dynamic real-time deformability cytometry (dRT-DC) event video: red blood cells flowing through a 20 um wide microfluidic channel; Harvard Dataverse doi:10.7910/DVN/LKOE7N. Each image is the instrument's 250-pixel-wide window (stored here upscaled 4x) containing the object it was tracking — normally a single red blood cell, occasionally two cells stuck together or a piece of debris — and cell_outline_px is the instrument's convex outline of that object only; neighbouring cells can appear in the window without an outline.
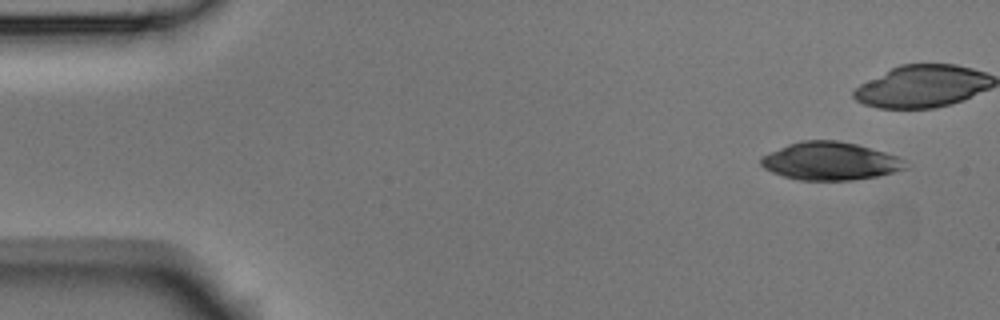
{"species": "Egyptian fruit bat (a non-hibernating species)", "species_latin": "Rousettus aegyptiacus", "temperature_condition": "room temperature", "stored_images_in_passage": 9, "camera_frame_rate_fps": 3000, "um_per_image_px": 0.085, "animal": {"sex": "male"}, "frame": {"image": 1, "passage_image": 1, "time_ms": 0.0, "image_size_px": [1000, 320], "cell_outline_px": [[908, 168], [876, 176], [852, 180], [800, 180], [784, 176], [772, 172], [764, 168], [760, 164], [760, 156], [768, 152], [788, 144], [800, 140], [836, 140], [856, 144], [884, 152], [896, 156], [904, 160]], "centroid_in_image_um": [70.52, 13.69], "position_along_channel_um": 14.5, "area_um2": 31.85}}